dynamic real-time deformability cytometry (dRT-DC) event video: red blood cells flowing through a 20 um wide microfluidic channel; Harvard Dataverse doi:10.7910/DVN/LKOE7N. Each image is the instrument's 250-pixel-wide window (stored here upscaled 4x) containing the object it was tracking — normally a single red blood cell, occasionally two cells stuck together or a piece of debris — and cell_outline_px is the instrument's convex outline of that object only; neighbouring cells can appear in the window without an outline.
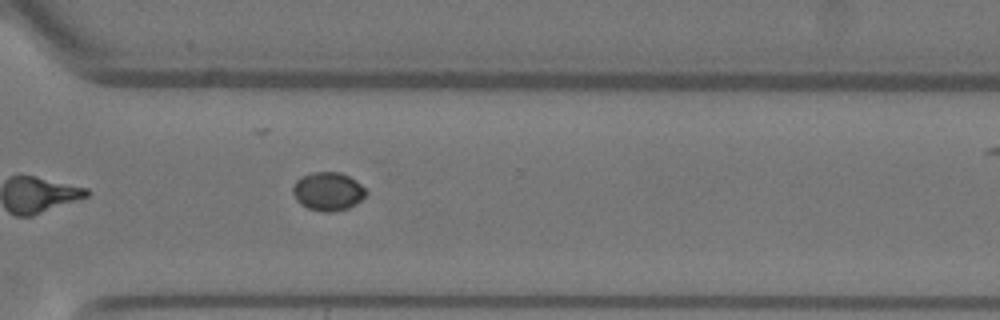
{"species": "Egyptian fruit bat (a non-hibernating species)", "species_latin": "Rousettus aegyptiacus", "temperature_condition": "warm", "stored_images_in_passage": 11, "camera_frame_rate_fps": 3000, "um_per_image_px": 0.085, "animal": {"sex": "female"}, "frame": {"image": 1, "passage_image": 11, "time_ms": 3.333, "image_size_px": [1000, 320], "cell_outline_px": [[368, 192], [360, 200], [348, 208], [332, 212], [324, 212], [308, 208], [300, 204], [296, 200], [292, 192], [292, 188], [296, 180], [304, 176], [316, 172], [340, 172], [348, 176], [360, 184]], "centroid_in_image_um": [27.86, 16.28], "position_along_channel_um": 342.7, "area_um2": 16.18}}